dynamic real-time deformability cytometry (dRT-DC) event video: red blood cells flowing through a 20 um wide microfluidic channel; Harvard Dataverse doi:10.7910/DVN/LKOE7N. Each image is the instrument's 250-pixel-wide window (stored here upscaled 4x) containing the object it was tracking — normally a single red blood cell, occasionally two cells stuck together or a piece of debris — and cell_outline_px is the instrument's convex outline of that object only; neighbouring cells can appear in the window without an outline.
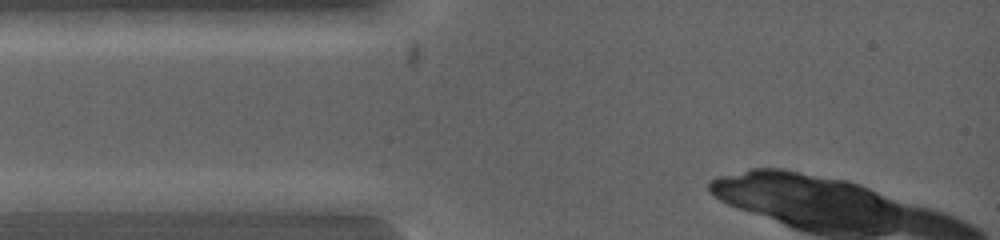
{"species": "common noctule bat (a hibernating species)", "species_latin": "Nyctalus noctula", "temperature_condition": "warm", "stored_images_in_passage": 3, "segment_of_instrument_passage": [1, 2], "camera_frame_rate_fps": 5000, "um_per_image_px": 0.085, "animal": {"sex": "female", "body_mass_g": 19.0, "forearm_length_mm": 53.3}, "frame": {"image": 1, "passage_image": 1, "time_ms": 0.0, "image_size_px": [1000, 240], "cell_outline_px": [[124, 200], [112, 212], [56, 216], [16, 212], [16, 200], [76, 192], [88, 192]], "centroid_in_image_um": [5.81, 17.37], "position_along_channel_um": 79.2, "area_um2": 13.7}}